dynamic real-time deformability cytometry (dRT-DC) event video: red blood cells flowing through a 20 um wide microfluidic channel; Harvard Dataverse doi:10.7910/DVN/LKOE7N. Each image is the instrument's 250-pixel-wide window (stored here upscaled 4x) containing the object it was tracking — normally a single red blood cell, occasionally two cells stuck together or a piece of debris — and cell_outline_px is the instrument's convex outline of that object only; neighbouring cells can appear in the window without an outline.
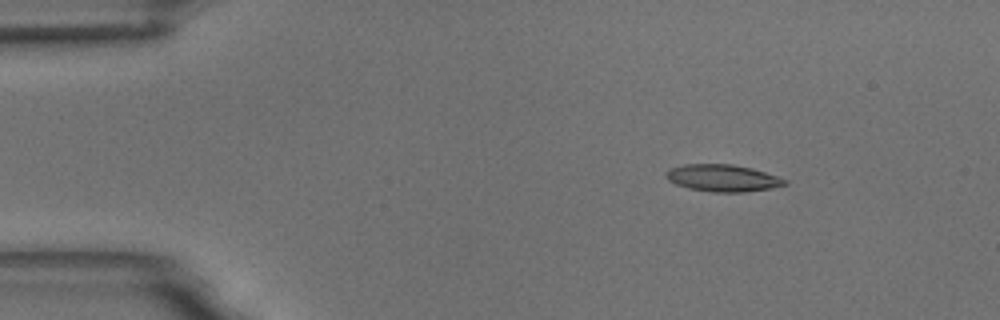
{"species": "common noctule bat (a hibernating species)", "species_latin": "Nyctalus noctula", "temperature_condition": "room temperature", "stored_images_in_passage": 48, "camera_frame_rate_fps": 3000, "um_per_image_px": 0.085, "animal": {"sex": "male", "body_mass_g": 18.8}, "frame": {"image": 1, "passage_image": 1, "time_ms": 0.0, "image_size_px": [1000, 320], "cell_outline_px": [[788, 184], [768, 188], [744, 192], [712, 192], [688, 188], [676, 184], [668, 180], [664, 176], [664, 172], [672, 168], [684, 164], [732, 164], [752, 168], [788, 180]], "centroid_in_image_um": [61.39, 15.13], "position_along_channel_um": 23.6, "area_um2": 18.61}}
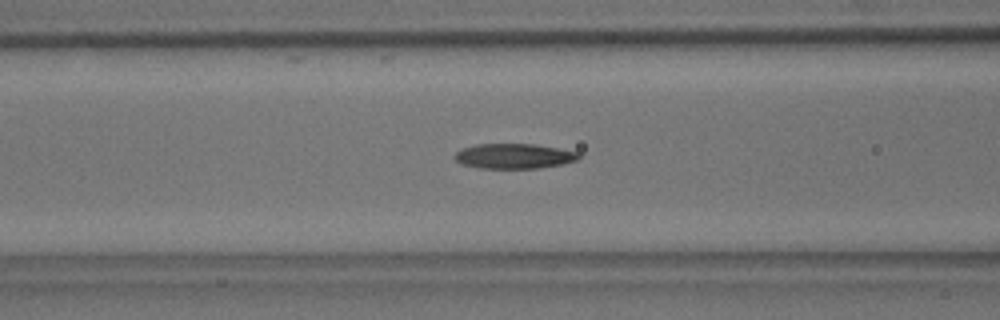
{"frame": {"image": 2, "passage_image": 15, "time_ms": 4.667, "image_size_px": [1000, 320], "cell_outline_px": [[580, 156], [576, 160], [560, 164], [540, 168], [476, 168], [460, 164], [452, 156], [460, 148], [476, 144], [532, 144], [580, 152]], "centroid_in_image_um": [43.61, 13.27], "position_along_channel_um": 123.0, "area_um2": 18.15}}
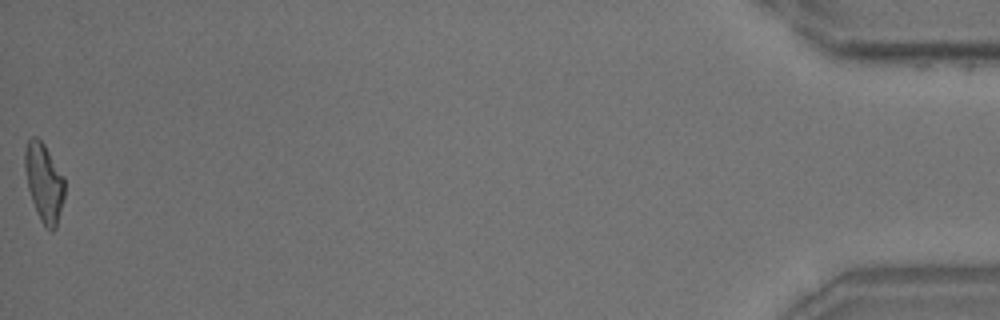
{"frame": {"image": 3, "passage_image": 48, "time_ms": 15.667, "image_size_px": [1000, 320], "cell_outline_px": [[64, 196], [56, 228], [52, 232], [40, 220], [36, 212], [28, 188], [24, 168], [24, 152], [28, 140], [32, 136], [36, 136], [44, 144], [64, 176]], "centroid_in_image_um": [3.73, 15.49], "position_along_channel_um": 431.5, "area_um2": 18.09}, "authors_computed_cell_mechanics": {"area_um2": 18.1492, "velocity_mm_per_s": 3.6963, "shape_relaxation_time_tau1_ms": 5.8526, "shape_relaxation_time_tau2_ms": 3.1483, "deformation_change_tau1": 0.1921, "deformation_change_tau2": 0.0969}}